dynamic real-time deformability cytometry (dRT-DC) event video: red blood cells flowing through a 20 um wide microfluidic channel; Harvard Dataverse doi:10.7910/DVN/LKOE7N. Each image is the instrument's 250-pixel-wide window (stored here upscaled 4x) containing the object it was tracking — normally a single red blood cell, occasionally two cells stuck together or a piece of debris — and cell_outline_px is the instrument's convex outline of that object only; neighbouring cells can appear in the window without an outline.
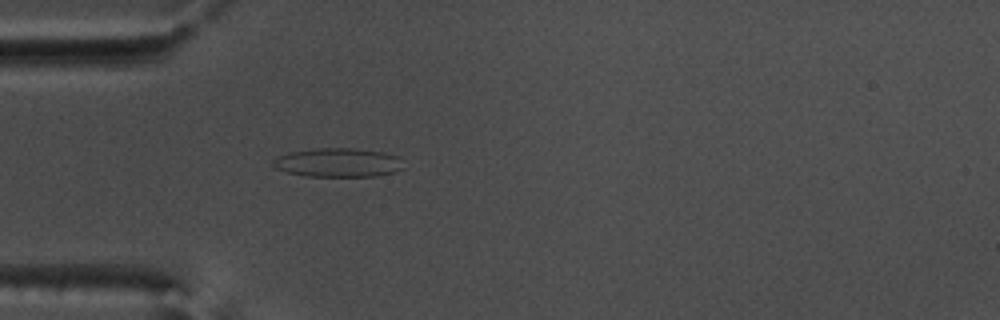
{"species": "common noctule bat (a hibernating species)", "species_latin": "Nyctalus noctula", "temperature_condition": "warm", "stored_images_in_passage": 51, "camera_frame_rate_fps": 3000, "um_per_image_px": 0.085, "animal": {"sex": "male", "body_mass_g": 17.5, "forearm_length_mm": 52.3}, "frame": {"image": 1, "passage_image": 14, "time_ms": 4.333, "image_size_px": [1000, 320], "cell_outline_px": [[404, 168], [396, 172], [376, 176], [304, 176], [288, 172], [276, 168], [272, 164], [272, 160], [288, 152], [316, 148], [352, 148], [384, 152], [400, 156]], "centroid_in_image_um": [28.78, 13.81], "position_along_channel_um": 56.2, "area_um2": 22.14}}
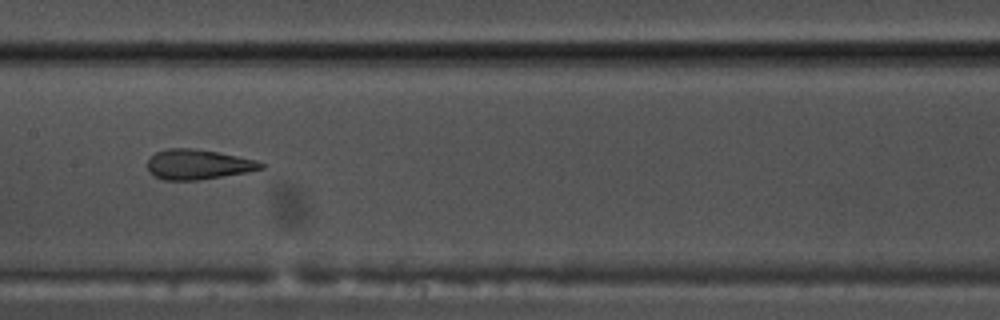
{"frame": {"image": 2, "passage_image": 25, "time_ms": 8.0, "image_size_px": [1000, 320], "cell_outline_px": [[264, 168], [248, 172], [200, 180], [164, 180], [152, 176], [148, 172], [148, 156], [156, 152], [168, 148], [192, 148], [216, 152], [256, 160], [264, 164]], "centroid_in_image_um": [16.78, 13.98], "position_along_channel_um": 190.6, "area_um2": 19.94}}
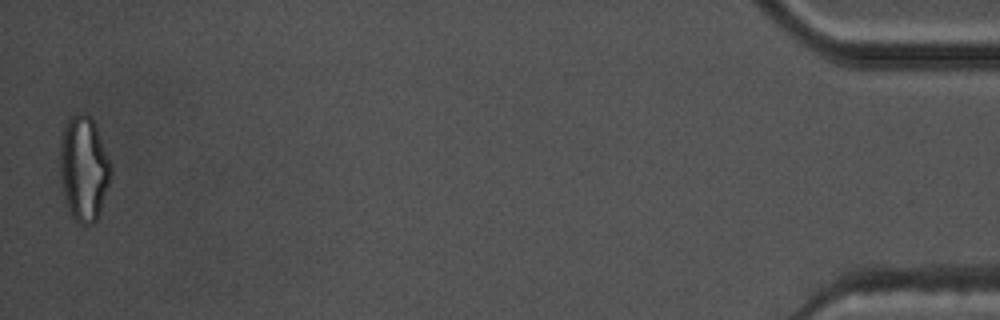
{"frame": {"image": 3, "passage_image": 51, "time_ms": 16.667, "image_size_px": [1000, 320], "cell_outline_px": [[112, 172], [96, 220], [92, 224], [80, 224], [72, 216], [68, 208], [64, 192], [60, 172], [60, 136], [64, 124], [68, 116], [76, 112], [84, 112], [92, 120], [96, 128], [112, 164]], "centroid_in_image_um": [7.1, 14.25], "position_along_channel_um": 428.1, "area_um2": 30.92}, "authors_computed_cell_mechanics": {"area_um2": 22.0218, "velocity_mm_per_s": 3.808, "shape_relaxation_time_tau1_ms": 7.6197, "shape_relaxation_time_tau2_ms": 1.4969, "deformation_change_tau1": 0.2475, "deformation_change_tau2": 0.1172}}